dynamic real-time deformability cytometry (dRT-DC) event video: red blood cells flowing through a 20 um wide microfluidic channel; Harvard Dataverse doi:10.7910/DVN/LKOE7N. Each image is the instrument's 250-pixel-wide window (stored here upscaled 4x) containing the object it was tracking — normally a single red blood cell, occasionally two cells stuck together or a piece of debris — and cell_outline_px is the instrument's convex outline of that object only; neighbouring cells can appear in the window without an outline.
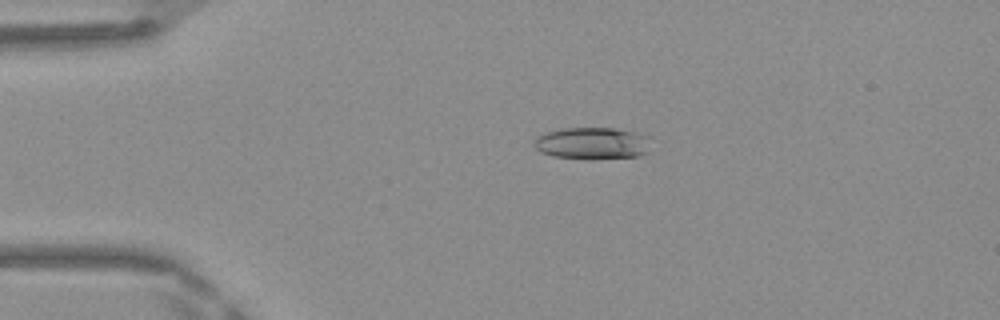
{"species": "Egyptian fruit bat (a non-hibernating species)", "species_latin": "Rousettus aegyptiacus", "temperature_condition": "warm", "stored_images_in_passage": 48, "camera_frame_rate_fps": 3000, "um_per_image_px": 0.085, "frame": {"image": 1, "passage_image": 10, "time_ms": 3.0, "image_size_px": [1000, 320], "cell_outline_px": [[652, 136], [648, 152], [640, 156], [592, 160], [588, 160], [552, 156], [540, 152], [536, 148], [536, 136], [544, 132], [564, 128], [616, 128], [636, 132]], "centroid_in_image_um": [50.41, 12.19], "position_along_channel_um": 34.6, "area_um2": 22.37}}
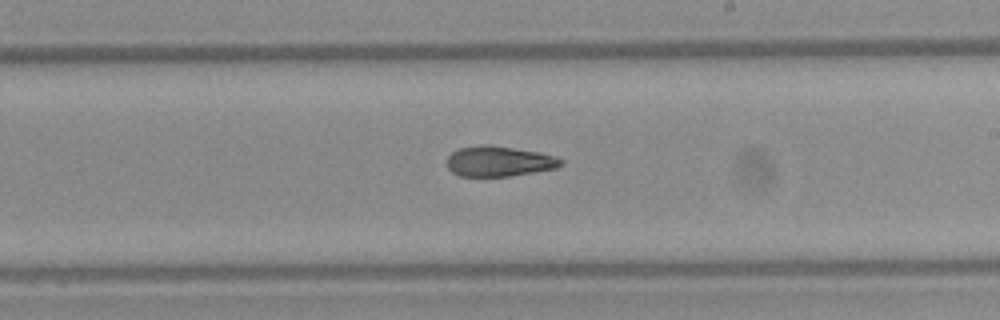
{"frame": {"image": 2, "passage_image": 28, "time_ms": 9.0, "image_size_px": [1000, 320], "cell_outline_px": [[564, 164], [556, 168], [508, 176], [460, 176], [452, 172], [448, 168], [448, 156], [452, 152], [460, 148], [484, 144], [540, 152], [556, 156], [564, 160]], "centroid_in_image_um": [42.44, 13.71], "position_along_channel_um": 246.6, "area_um2": 20.0}}
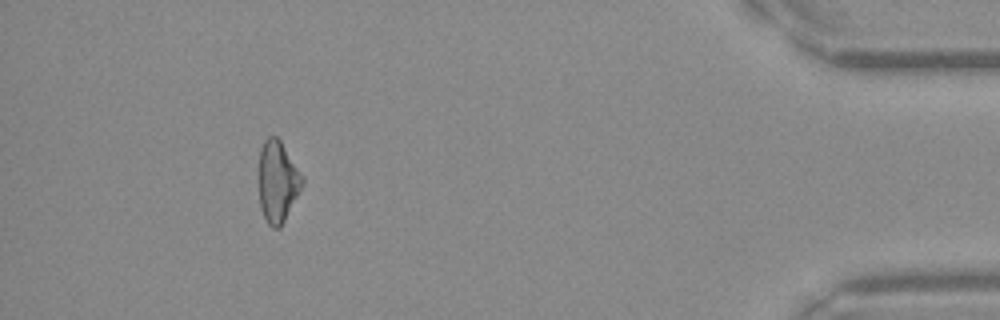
{"frame": {"image": 3, "passage_image": 44, "time_ms": 14.333, "image_size_px": [1000, 320], "cell_outline_px": [[304, 184], [280, 228], [272, 228], [268, 224], [260, 208], [260, 148], [264, 140], [268, 136], [276, 136], [280, 140], [304, 176]], "centroid_in_image_um": [23.62, 15.43], "position_along_channel_um": 411.6, "area_um2": 20.52}, "authors_computed_cell_mechanics": {"area_um2": 21.1259, "velocity_mm_per_s": 4.2131, "shape_relaxation_time_tau1_ms": null, "shape_relaxation_time_tau2_ms": 3.8552, "deformation_change_tau1": null, "deformation_change_tau2": 0.1268}}